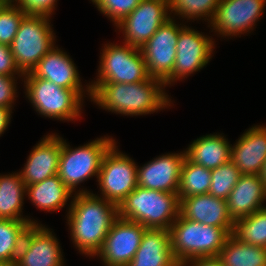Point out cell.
Listing matches in <instances>:
<instances>
[{
	"instance_id": "6da1fadb",
	"label": "cell",
	"mask_w": 266,
	"mask_h": 266,
	"mask_svg": "<svg viewBox=\"0 0 266 266\" xmlns=\"http://www.w3.org/2000/svg\"><path fill=\"white\" fill-rule=\"evenodd\" d=\"M117 218L118 206L86 189L78 190L67 213L71 240L79 252L93 257Z\"/></svg>"
},
{
	"instance_id": "7a4b0ae2",
	"label": "cell",
	"mask_w": 266,
	"mask_h": 266,
	"mask_svg": "<svg viewBox=\"0 0 266 266\" xmlns=\"http://www.w3.org/2000/svg\"><path fill=\"white\" fill-rule=\"evenodd\" d=\"M164 83L157 78L137 83H90L85 91L101 108L116 114L146 115L170 107Z\"/></svg>"
},
{
	"instance_id": "3957f363",
	"label": "cell",
	"mask_w": 266,
	"mask_h": 266,
	"mask_svg": "<svg viewBox=\"0 0 266 266\" xmlns=\"http://www.w3.org/2000/svg\"><path fill=\"white\" fill-rule=\"evenodd\" d=\"M179 208L177 193L137 186L118 206V217L145 228L169 230L179 216Z\"/></svg>"
},
{
	"instance_id": "277c9868",
	"label": "cell",
	"mask_w": 266,
	"mask_h": 266,
	"mask_svg": "<svg viewBox=\"0 0 266 266\" xmlns=\"http://www.w3.org/2000/svg\"><path fill=\"white\" fill-rule=\"evenodd\" d=\"M169 232L172 253L179 265L195 258L217 257L231 235L226 228L205 225L180 214Z\"/></svg>"
},
{
	"instance_id": "5b68a950",
	"label": "cell",
	"mask_w": 266,
	"mask_h": 266,
	"mask_svg": "<svg viewBox=\"0 0 266 266\" xmlns=\"http://www.w3.org/2000/svg\"><path fill=\"white\" fill-rule=\"evenodd\" d=\"M26 97L40 115L57 120L73 121L81 116L84 90H71L26 73Z\"/></svg>"
},
{
	"instance_id": "8992f818",
	"label": "cell",
	"mask_w": 266,
	"mask_h": 266,
	"mask_svg": "<svg viewBox=\"0 0 266 266\" xmlns=\"http://www.w3.org/2000/svg\"><path fill=\"white\" fill-rule=\"evenodd\" d=\"M51 17L26 14L10 44V50L20 72L30 73L38 62L54 47L55 34Z\"/></svg>"
},
{
	"instance_id": "52a82bcc",
	"label": "cell",
	"mask_w": 266,
	"mask_h": 266,
	"mask_svg": "<svg viewBox=\"0 0 266 266\" xmlns=\"http://www.w3.org/2000/svg\"><path fill=\"white\" fill-rule=\"evenodd\" d=\"M115 142L104 136L73 149L62 138L57 175L72 192L88 178L98 179L103 156Z\"/></svg>"
},
{
	"instance_id": "ba28073f",
	"label": "cell",
	"mask_w": 266,
	"mask_h": 266,
	"mask_svg": "<svg viewBox=\"0 0 266 266\" xmlns=\"http://www.w3.org/2000/svg\"><path fill=\"white\" fill-rule=\"evenodd\" d=\"M101 50L98 78L93 83L128 84L150 78L141 48L108 43Z\"/></svg>"
},
{
	"instance_id": "9c48e42d",
	"label": "cell",
	"mask_w": 266,
	"mask_h": 266,
	"mask_svg": "<svg viewBox=\"0 0 266 266\" xmlns=\"http://www.w3.org/2000/svg\"><path fill=\"white\" fill-rule=\"evenodd\" d=\"M116 142L104 154L98 175L100 195L116 206L137 185V165L129 156L117 150Z\"/></svg>"
},
{
	"instance_id": "30bf717a",
	"label": "cell",
	"mask_w": 266,
	"mask_h": 266,
	"mask_svg": "<svg viewBox=\"0 0 266 266\" xmlns=\"http://www.w3.org/2000/svg\"><path fill=\"white\" fill-rule=\"evenodd\" d=\"M168 0H141L116 27L123 31L124 42L141 48L171 18ZM169 14V15H168Z\"/></svg>"
},
{
	"instance_id": "8fae6325",
	"label": "cell",
	"mask_w": 266,
	"mask_h": 266,
	"mask_svg": "<svg viewBox=\"0 0 266 266\" xmlns=\"http://www.w3.org/2000/svg\"><path fill=\"white\" fill-rule=\"evenodd\" d=\"M212 40V37L185 26L179 33L173 72L163 82L164 86L187 78L190 74L206 66L212 57L215 46Z\"/></svg>"
},
{
	"instance_id": "7c38bea8",
	"label": "cell",
	"mask_w": 266,
	"mask_h": 266,
	"mask_svg": "<svg viewBox=\"0 0 266 266\" xmlns=\"http://www.w3.org/2000/svg\"><path fill=\"white\" fill-rule=\"evenodd\" d=\"M184 27L171 17L141 47L150 77L164 82L172 74L179 33Z\"/></svg>"
},
{
	"instance_id": "4fadbf2b",
	"label": "cell",
	"mask_w": 266,
	"mask_h": 266,
	"mask_svg": "<svg viewBox=\"0 0 266 266\" xmlns=\"http://www.w3.org/2000/svg\"><path fill=\"white\" fill-rule=\"evenodd\" d=\"M145 229L138 222L118 217L95 256H99L105 266H127L140 246Z\"/></svg>"
},
{
	"instance_id": "5bb4252c",
	"label": "cell",
	"mask_w": 266,
	"mask_h": 266,
	"mask_svg": "<svg viewBox=\"0 0 266 266\" xmlns=\"http://www.w3.org/2000/svg\"><path fill=\"white\" fill-rule=\"evenodd\" d=\"M265 4L266 0H220L210 25L223 37L247 33L259 21Z\"/></svg>"
},
{
	"instance_id": "9a60e30c",
	"label": "cell",
	"mask_w": 266,
	"mask_h": 266,
	"mask_svg": "<svg viewBox=\"0 0 266 266\" xmlns=\"http://www.w3.org/2000/svg\"><path fill=\"white\" fill-rule=\"evenodd\" d=\"M58 239L42 224H31L24 234L14 266H63Z\"/></svg>"
},
{
	"instance_id": "2e32d148",
	"label": "cell",
	"mask_w": 266,
	"mask_h": 266,
	"mask_svg": "<svg viewBox=\"0 0 266 266\" xmlns=\"http://www.w3.org/2000/svg\"><path fill=\"white\" fill-rule=\"evenodd\" d=\"M185 151L154 158L137 167V185L151 190L177 193Z\"/></svg>"
},
{
	"instance_id": "e0dca14e",
	"label": "cell",
	"mask_w": 266,
	"mask_h": 266,
	"mask_svg": "<svg viewBox=\"0 0 266 266\" xmlns=\"http://www.w3.org/2000/svg\"><path fill=\"white\" fill-rule=\"evenodd\" d=\"M62 138L48 134L33 147L23 170L19 172L26 186L32 185L57 174Z\"/></svg>"
},
{
	"instance_id": "ac0fdd59",
	"label": "cell",
	"mask_w": 266,
	"mask_h": 266,
	"mask_svg": "<svg viewBox=\"0 0 266 266\" xmlns=\"http://www.w3.org/2000/svg\"><path fill=\"white\" fill-rule=\"evenodd\" d=\"M179 214L189 220L219 228L233 233L234 221L228 213L226 200L211 194L193 195L179 198Z\"/></svg>"
},
{
	"instance_id": "d6986e66",
	"label": "cell",
	"mask_w": 266,
	"mask_h": 266,
	"mask_svg": "<svg viewBox=\"0 0 266 266\" xmlns=\"http://www.w3.org/2000/svg\"><path fill=\"white\" fill-rule=\"evenodd\" d=\"M230 160L241 174L260 175L266 161V126L249 128L235 145H231Z\"/></svg>"
},
{
	"instance_id": "ffe728a7",
	"label": "cell",
	"mask_w": 266,
	"mask_h": 266,
	"mask_svg": "<svg viewBox=\"0 0 266 266\" xmlns=\"http://www.w3.org/2000/svg\"><path fill=\"white\" fill-rule=\"evenodd\" d=\"M265 200L266 186L260 175L242 174L226 200L228 213L235 221L266 207Z\"/></svg>"
},
{
	"instance_id": "44dd1931",
	"label": "cell",
	"mask_w": 266,
	"mask_h": 266,
	"mask_svg": "<svg viewBox=\"0 0 266 266\" xmlns=\"http://www.w3.org/2000/svg\"><path fill=\"white\" fill-rule=\"evenodd\" d=\"M30 73L66 89L84 90L73 60L57 46H54Z\"/></svg>"
},
{
	"instance_id": "7402d4cb",
	"label": "cell",
	"mask_w": 266,
	"mask_h": 266,
	"mask_svg": "<svg viewBox=\"0 0 266 266\" xmlns=\"http://www.w3.org/2000/svg\"><path fill=\"white\" fill-rule=\"evenodd\" d=\"M127 266H180L172 253L169 230L146 228Z\"/></svg>"
},
{
	"instance_id": "603a6c76",
	"label": "cell",
	"mask_w": 266,
	"mask_h": 266,
	"mask_svg": "<svg viewBox=\"0 0 266 266\" xmlns=\"http://www.w3.org/2000/svg\"><path fill=\"white\" fill-rule=\"evenodd\" d=\"M185 153L192 163L212 170L230 160L231 144L221 134H209L194 140Z\"/></svg>"
},
{
	"instance_id": "cb8c5ba5",
	"label": "cell",
	"mask_w": 266,
	"mask_h": 266,
	"mask_svg": "<svg viewBox=\"0 0 266 266\" xmlns=\"http://www.w3.org/2000/svg\"><path fill=\"white\" fill-rule=\"evenodd\" d=\"M73 192L56 174L45 180L26 186V195L38 209L58 211L63 208Z\"/></svg>"
},
{
	"instance_id": "d4e9b609",
	"label": "cell",
	"mask_w": 266,
	"mask_h": 266,
	"mask_svg": "<svg viewBox=\"0 0 266 266\" xmlns=\"http://www.w3.org/2000/svg\"><path fill=\"white\" fill-rule=\"evenodd\" d=\"M24 195L26 196V185L19 172L0 175V219L32 221V224H37V221L21 215Z\"/></svg>"
},
{
	"instance_id": "484cf974",
	"label": "cell",
	"mask_w": 266,
	"mask_h": 266,
	"mask_svg": "<svg viewBox=\"0 0 266 266\" xmlns=\"http://www.w3.org/2000/svg\"><path fill=\"white\" fill-rule=\"evenodd\" d=\"M217 258L222 266H266V248L242 243L231 234Z\"/></svg>"
},
{
	"instance_id": "4316f807",
	"label": "cell",
	"mask_w": 266,
	"mask_h": 266,
	"mask_svg": "<svg viewBox=\"0 0 266 266\" xmlns=\"http://www.w3.org/2000/svg\"><path fill=\"white\" fill-rule=\"evenodd\" d=\"M32 221L0 219V261L14 266L26 229Z\"/></svg>"
},
{
	"instance_id": "83f0119b",
	"label": "cell",
	"mask_w": 266,
	"mask_h": 266,
	"mask_svg": "<svg viewBox=\"0 0 266 266\" xmlns=\"http://www.w3.org/2000/svg\"><path fill=\"white\" fill-rule=\"evenodd\" d=\"M211 170L192 163L187 157L181 167L177 194L179 198L208 194L211 185Z\"/></svg>"
},
{
	"instance_id": "f1b7e54d",
	"label": "cell",
	"mask_w": 266,
	"mask_h": 266,
	"mask_svg": "<svg viewBox=\"0 0 266 266\" xmlns=\"http://www.w3.org/2000/svg\"><path fill=\"white\" fill-rule=\"evenodd\" d=\"M232 235L242 243L266 248V207L236 219Z\"/></svg>"
},
{
	"instance_id": "f546056e",
	"label": "cell",
	"mask_w": 266,
	"mask_h": 266,
	"mask_svg": "<svg viewBox=\"0 0 266 266\" xmlns=\"http://www.w3.org/2000/svg\"><path fill=\"white\" fill-rule=\"evenodd\" d=\"M169 10L176 16L197 20L202 17L211 22L220 0H168Z\"/></svg>"
},
{
	"instance_id": "4dcf8cb0",
	"label": "cell",
	"mask_w": 266,
	"mask_h": 266,
	"mask_svg": "<svg viewBox=\"0 0 266 266\" xmlns=\"http://www.w3.org/2000/svg\"><path fill=\"white\" fill-rule=\"evenodd\" d=\"M241 175V171L231 160L216 169H212V180L208 194L216 198L227 200Z\"/></svg>"
},
{
	"instance_id": "1f68e13d",
	"label": "cell",
	"mask_w": 266,
	"mask_h": 266,
	"mask_svg": "<svg viewBox=\"0 0 266 266\" xmlns=\"http://www.w3.org/2000/svg\"><path fill=\"white\" fill-rule=\"evenodd\" d=\"M26 13L14 2L0 11V44L10 46Z\"/></svg>"
},
{
	"instance_id": "d6a6232c",
	"label": "cell",
	"mask_w": 266,
	"mask_h": 266,
	"mask_svg": "<svg viewBox=\"0 0 266 266\" xmlns=\"http://www.w3.org/2000/svg\"><path fill=\"white\" fill-rule=\"evenodd\" d=\"M141 0H99L95 7L108 16L115 26L129 15L140 3Z\"/></svg>"
},
{
	"instance_id": "836d02e7",
	"label": "cell",
	"mask_w": 266,
	"mask_h": 266,
	"mask_svg": "<svg viewBox=\"0 0 266 266\" xmlns=\"http://www.w3.org/2000/svg\"><path fill=\"white\" fill-rule=\"evenodd\" d=\"M26 14L51 16L57 0H13ZM17 2V3H16Z\"/></svg>"
},
{
	"instance_id": "e575fe53",
	"label": "cell",
	"mask_w": 266,
	"mask_h": 266,
	"mask_svg": "<svg viewBox=\"0 0 266 266\" xmlns=\"http://www.w3.org/2000/svg\"><path fill=\"white\" fill-rule=\"evenodd\" d=\"M16 77H7L0 75V107L12 111L13 103L17 94L15 80Z\"/></svg>"
},
{
	"instance_id": "d590c367",
	"label": "cell",
	"mask_w": 266,
	"mask_h": 266,
	"mask_svg": "<svg viewBox=\"0 0 266 266\" xmlns=\"http://www.w3.org/2000/svg\"><path fill=\"white\" fill-rule=\"evenodd\" d=\"M0 75L7 77L18 75L23 78V74L15 64L10 46L4 44H0Z\"/></svg>"
},
{
	"instance_id": "8d00e7d4",
	"label": "cell",
	"mask_w": 266,
	"mask_h": 266,
	"mask_svg": "<svg viewBox=\"0 0 266 266\" xmlns=\"http://www.w3.org/2000/svg\"><path fill=\"white\" fill-rule=\"evenodd\" d=\"M190 262V263H189ZM222 266L221 261L217 257H207V258H195L184 262L180 266Z\"/></svg>"
},
{
	"instance_id": "74e56055",
	"label": "cell",
	"mask_w": 266,
	"mask_h": 266,
	"mask_svg": "<svg viewBox=\"0 0 266 266\" xmlns=\"http://www.w3.org/2000/svg\"><path fill=\"white\" fill-rule=\"evenodd\" d=\"M11 113L12 111L10 109L0 107V136L5 132L6 128H8L11 120Z\"/></svg>"
},
{
	"instance_id": "f35d334b",
	"label": "cell",
	"mask_w": 266,
	"mask_h": 266,
	"mask_svg": "<svg viewBox=\"0 0 266 266\" xmlns=\"http://www.w3.org/2000/svg\"><path fill=\"white\" fill-rule=\"evenodd\" d=\"M260 177H261L262 182H263L264 185L266 186V161H265V163H264V165H263V168H262V171H261Z\"/></svg>"
},
{
	"instance_id": "ab89813d",
	"label": "cell",
	"mask_w": 266,
	"mask_h": 266,
	"mask_svg": "<svg viewBox=\"0 0 266 266\" xmlns=\"http://www.w3.org/2000/svg\"><path fill=\"white\" fill-rule=\"evenodd\" d=\"M11 2H13V0H0V11L4 8L6 4Z\"/></svg>"
},
{
	"instance_id": "60d3db41",
	"label": "cell",
	"mask_w": 266,
	"mask_h": 266,
	"mask_svg": "<svg viewBox=\"0 0 266 266\" xmlns=\"http://www.w3.org/2000/svg\"><path fill=\"white\" fill-rule=\"evenodd\" d=\"M0 266H8V265L5 264L3 261H0Z\"/></svg>"
},
{
	"instance_id": "b9f144b4",
	"label": "cell",
	"mask_w": 266,
	"mask_h": 266,
	"mask_svg": "<svg viewBox=\"0 0 266 266\" xmlns=\"http://www.w3.org/2000/svg\"><path fill=\"white\" fill-rule=\"evenodd\" d=\"M93 3H94V5L99 1V0H91Z\"/></svg>"
}]
</instances>
